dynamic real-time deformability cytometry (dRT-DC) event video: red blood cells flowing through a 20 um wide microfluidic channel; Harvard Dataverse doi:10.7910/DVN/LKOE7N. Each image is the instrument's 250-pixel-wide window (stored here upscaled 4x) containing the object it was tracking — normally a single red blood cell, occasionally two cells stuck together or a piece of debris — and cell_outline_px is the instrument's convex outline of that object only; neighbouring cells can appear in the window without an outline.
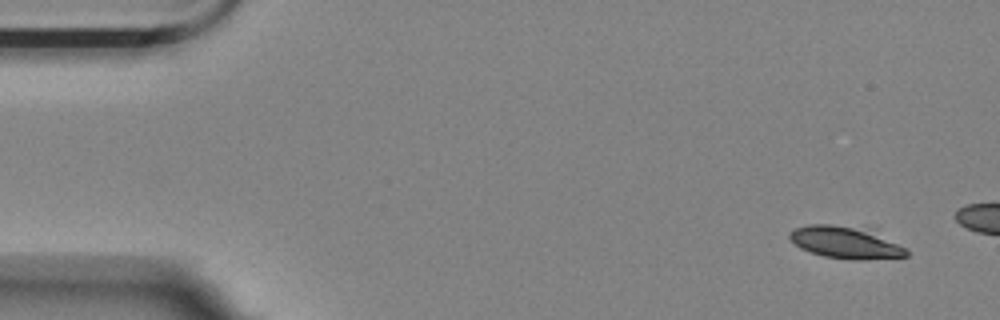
{"species": "Egyptian fruit bat (a non-hibernating species)", "species_latin": "Rousettus aegyptiacus", "temperature_condition": "room temperature", "stored_images_in_passage": 7, "camera_frame_rate_fps": 3000, "um_per_image_px": 0.085, "animal": {"sex": "female"}, "frame": {"image": 1, "passage_image": 1, "time_ms": 0.0, "image_size_px": [1000, 320], "cell_outline_px": [[908, 256], [824, 256], [800, 248], [788, 236], [796, 228], [808, 224], [832, 224], [852, 228], [864, 232], [896, 244], [904, 248], [908, 252]], "centroid_in_image_um": [71.65, 20.56], "position_along_channel_um": 13.4, "area_um2": 19.13}}
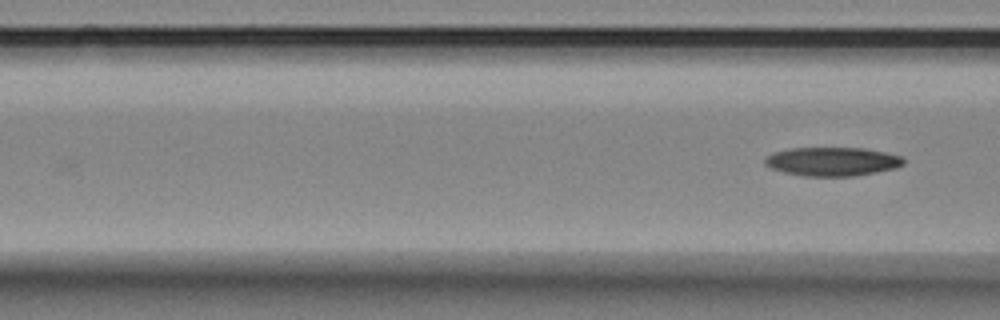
{"frame": {"image": 2, "passage_image": 7, "time_ms": 2.0, "image_size_px": [1000, 320], "cell_outline_px": [[904, 164], [896, 168], [852, 176], [804, 176], [784, 172], [772, 168], [764, 164], [764, 160], [772, 152], [792, 148], [864, 148], [884, 152], [900, 156], [904, 160]], "centroid_in_image_um": [70.73, 13.73], "position_along_channel_um": 95.9, "area_um2": 23.06}}